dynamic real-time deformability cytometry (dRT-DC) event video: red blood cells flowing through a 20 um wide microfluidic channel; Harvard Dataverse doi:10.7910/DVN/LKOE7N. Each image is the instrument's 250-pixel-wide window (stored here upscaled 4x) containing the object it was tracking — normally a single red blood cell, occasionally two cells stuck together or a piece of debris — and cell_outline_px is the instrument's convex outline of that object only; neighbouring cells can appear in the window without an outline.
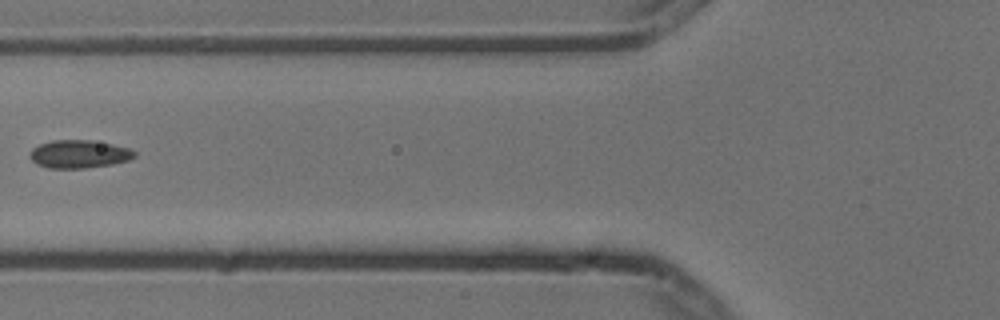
{"species": "common noctule bat (a hibernating species)", "species_latin": "Nyctalus noctula", "temperature_condition": "cold", "stored_images_in_passage": 6, "camera_frame_rate_fps": 3000, "um_per_image_px": 0.085, "animal": {"sex": "male", "body_mass_g": 13.3}, "frame": {"image": 1, "passage_image": 5, "time_ms": 1.333, "image_size_px": [1000, 320], "cell_outline_px": [[136, 156], [128, 160], [112, 164], [84, 168], [48, 168], [36, 164], [28, 156], [28, 152], [32, 148], [40, 144], [52, 140], [92, 140], [132, 148], [136, 152]], "centroid_in_image_um": [6.71, 13.09], "position_along_channel_um": 119.1, "area_um2": 17.28}}
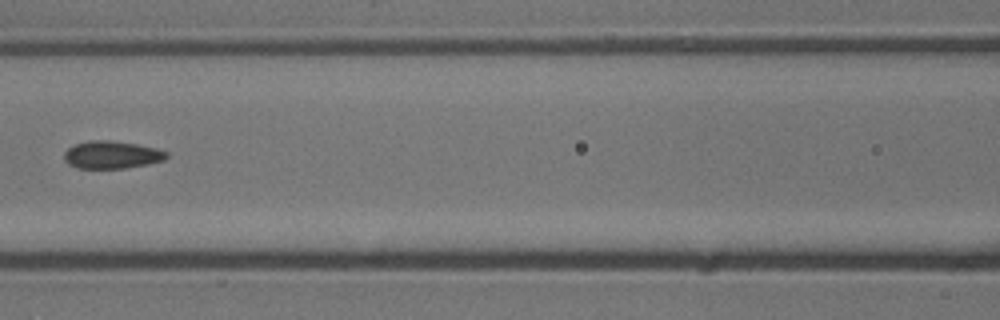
{"frame": {"image": 2, "passage_image": 6, "time_ms": 1.667, "image_size_px": [1000, 320], "cell_outline_px": [[168, 156], [164, 160], [148, 164], [124, 168], [76, 168], [68, 164], [64, 160], [64, 152], [68, 148], [76, 144], [88, 140], [112, 140], [136, 144], [156, 148], [168, 152]], "centroid_in_image_um": [9.49, 13.15], "position_along_channel_um": 157.1, "area_um2": 16.53}}